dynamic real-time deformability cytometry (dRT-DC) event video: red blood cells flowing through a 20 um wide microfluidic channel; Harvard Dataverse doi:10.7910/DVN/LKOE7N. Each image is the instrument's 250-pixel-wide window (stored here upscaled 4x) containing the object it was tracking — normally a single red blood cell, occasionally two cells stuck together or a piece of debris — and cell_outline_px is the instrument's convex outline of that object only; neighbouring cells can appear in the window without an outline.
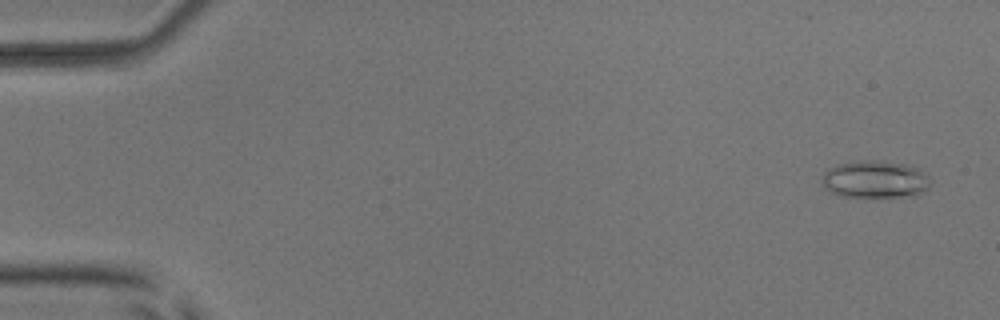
{"species": "common noctule bat (a hibernating species)", "species_latin": "Nyctalus noctula", "temperature_condition": "room temperature", "stored_images_in_passage": 15, "camera_frame_rate_fps": 3000, "um_per_image_px": 0.085, "animal": {"sex": "male", "body_mass_g": 17.9, "forearm_length_mm": 54.2}, "frame": {"image": 1, "passage_image": 3, "time_ms": 0.667, "image_size_px": [1000, 320], "cell_outline_px": [[928, 188], [912, 196], [840, 196], [828, 192], [824, 188], [820, 180], [824, 172], [828, 168], [836, 164], [860, 160], [880, 160], [908, 164], [920, 168], [928, 176]], "centroid_in_image_um": [74.32, 15.22], "position_along_channel_um": 10.7, "area_um2": 23.87}}